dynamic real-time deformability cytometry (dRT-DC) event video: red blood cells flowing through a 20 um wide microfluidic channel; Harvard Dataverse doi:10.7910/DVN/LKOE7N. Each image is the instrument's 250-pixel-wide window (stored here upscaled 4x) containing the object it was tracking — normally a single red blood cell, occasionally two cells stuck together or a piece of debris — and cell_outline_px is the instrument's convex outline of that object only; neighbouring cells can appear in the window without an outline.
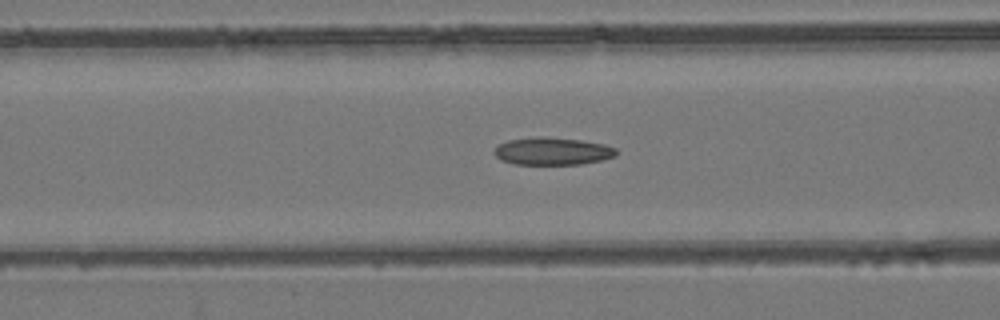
{"species": "common noctule bat (a hibernating species)", "species_latin": "Nyctalus noctula", "temperature_condition": "room temperature", "stored_images_in_passage": 56, "camera_frame_rate_fps": 3000, "um_per_image_px": 0.085, "animal": {"sex": "female", "body_mass_g": 24.6, "forearm_length_mm": 56.2}, "frame": {"image": 1, "passage_image": 23, "time_ms": 7.333, "image_size_px": [1000, 320], "cell_outline_px": [[616, 156], [600, 160], [580, 164], [512, 164], [500, 160], [492, 152], [500, 144], [508, 140], [540, 136], [580, 140], [604, 144], [616, 148]], "centroid_in_image_um": [46.93, 12.85], "position_along_channel_um": 119.7, "area_um2": 19.48}}
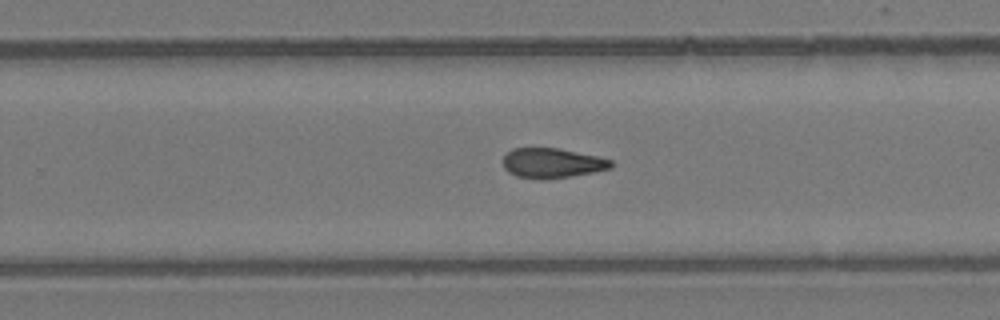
{"frame": {"image": 2, "passage_image": 36, "time_ms": 11.667, "image_size_px": [1000, 320], "cell_outline_px": [[612, 168], [572, 176], [540, 180], [516, 176], [508, 172], [504, 168], [504, 156], [512, 148], [560, 148], [596, 156], [612, 160]], "centroid_in_image_um": [46.91, 13.86], "position_along_channel_um": 282.9, "area_um2": 18.79}}
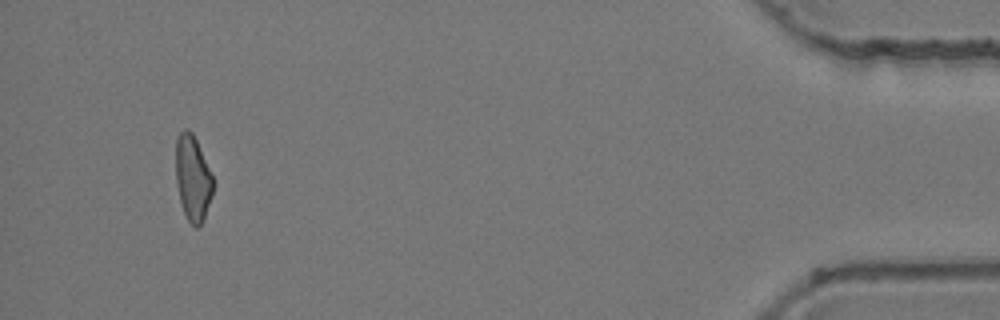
{"frame": {"image": 3, "passage_image": 53, "time_ms": 17.333, "image_size_px": [1000, 320], "cell_outline_px": [[212, 196], [204, 216], [200, 224], [196, 228], [188, 220], [184, 212], [180, 200], [176, 184], [176, 140], [180, 132], [184, 128], [188, 128], [192, 132], [196, 140], [212, 176]], "centroid_in_image_um": [16.36, 15.11], "position_along_channel_um": 418.8, "area_um2": 18.15}, "authors_computed_cell_mechanics": {"area_um2": 19.4786, "velocity_mm_per_s": 3.7668, "shape_relaxation_time_tau1_ms": null, "shape_relaxation_time_tau2_ms": 6.4824, "deformation_change_tau1": null, "deformation_change_tau2": 0.1422}}